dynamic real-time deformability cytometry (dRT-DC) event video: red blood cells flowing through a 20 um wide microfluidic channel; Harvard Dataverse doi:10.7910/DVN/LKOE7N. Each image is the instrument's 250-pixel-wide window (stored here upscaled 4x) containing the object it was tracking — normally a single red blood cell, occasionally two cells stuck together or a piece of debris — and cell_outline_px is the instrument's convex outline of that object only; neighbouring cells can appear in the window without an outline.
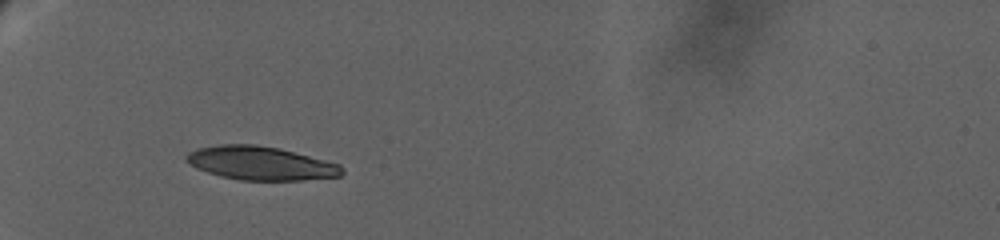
{"species": "human", "species_latin": "Homo sapiens", "temperature_condition": "warm", "stored_images_in_passage": 77, "camera_frame_rate_fps": 3000, "um_per_image_px": 0.085, "donor": {"sex": "female"}, "frame": {"image": 1, "passage_image": 1, "time_ms": 0.0, "image_size_px": [1000, 240], "cell_outline_px": [[344, 172], [340, 176], [304, 180], [240, 180], [220, 176], [196, 168], [188, 164], [184, 160], [184, 156], [188, 152], [200, 148], [220, 144], [256, 144], [280, 148], [340, 164], [344, 168]], "centroid_in_image_um": [22.14, 13.87], "position_along_channel_um": 62.9, "area_um2": 30.63}}
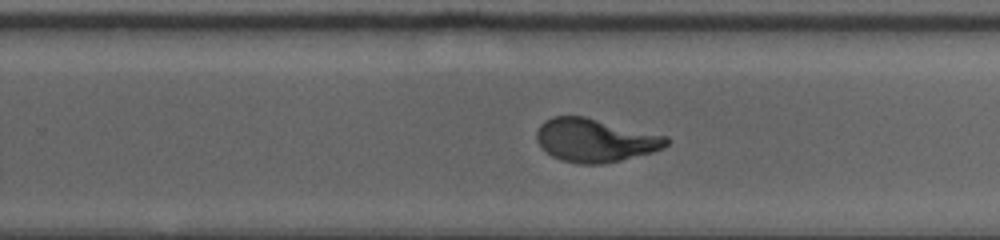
{"frame": {"image": 2, "passage_image": 38, "time_ms": 8.667, "image_size_px": [1000, 240], "cell_outline_px": [[668, 144], [664, 148], [652, 152], [604, 164], [580, 164], [560, 160], [552, 156], [540, 148], [536, 140], [536, 132], [540, 124], [544, 120], [552, 116], [584, 116], [668, 136]], "centroid_in_image_um": [50.55, 11.92], "position_along_channel_um": 279.3, "area_um2": 33.0}}
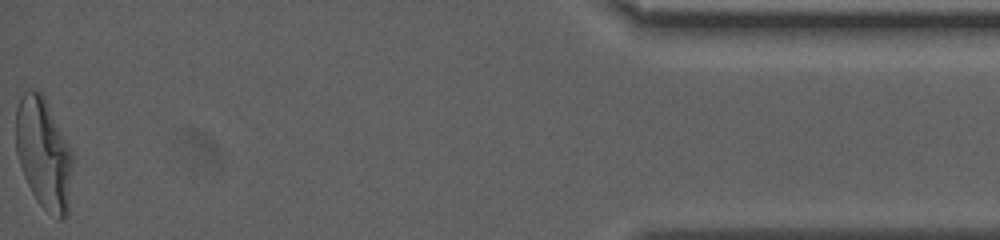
{"frame": {"image": 3, "passage_image": 77, "time_ms": 16.667, "image_size_px": [1000, 240], "cell_outline_px": [[72, 160], [68, 216], [60, 220], [48, 212], [36, 200], [24, 176], [16, 152], [16, 108], [24, 92], [28, 88], [40, 92], [44, 96], [72, 152]], "centroid_in_image_um": [3.7, 13.06], "position_along_channel_um": 431.5, "area_um2": 36.41}, "authors_computed_cell_mechanics": {"area_um2": 33.235, "velocity_mm_per_s": 2.7346, "shape_relaxation_time_tau1_ms": 7.8768, "shape_relaxation_time_tau2_ms": null, "deformation_change_tau1": 0.2658, "deformation_change_tau2": null}}